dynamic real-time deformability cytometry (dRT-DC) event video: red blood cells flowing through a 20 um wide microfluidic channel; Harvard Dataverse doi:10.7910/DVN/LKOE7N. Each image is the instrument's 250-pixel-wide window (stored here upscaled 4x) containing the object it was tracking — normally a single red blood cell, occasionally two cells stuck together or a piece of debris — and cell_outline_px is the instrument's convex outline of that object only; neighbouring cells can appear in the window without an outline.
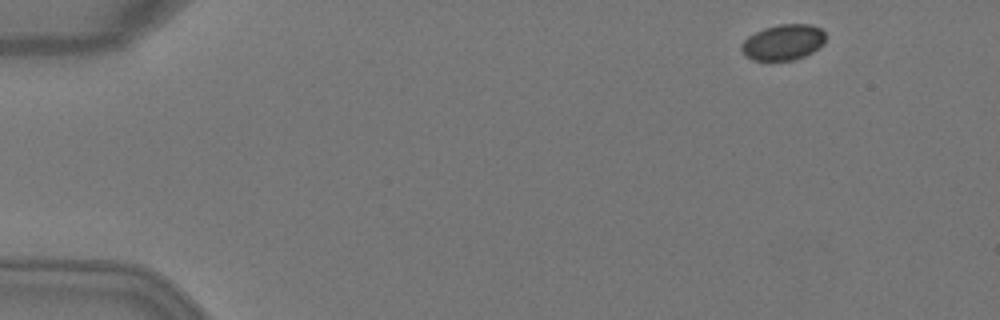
{"species": "Egyptian fruit bat (a non-hibernating species)", "species_latin": "Rousettus aegyptiacus", "temperature_condition": "warm", "stored_images_in_passage": 6, "camera_frame_rate_fps": 3000, "um_per_image_px": 0.085, "animal": {"sex": "female"}, "frame": {"image": 1, "passage_image": 1, "time_ms": 0.0, "image_size_px": [1000, 320], "cell_outline_px": [[824, 44], [812, 52], [804, 56], [792, 60], [768, 64], [752, 60], [744, 56], [740, 48], [740, 44], [748, 36], [764, 28], [780, 24], [812, 24], [820, 28], [824, 32]], "centroid_in_image_um": [66.51, 3.64], "position_along_channel_um": 18.5, "area_um2": 18.15}}
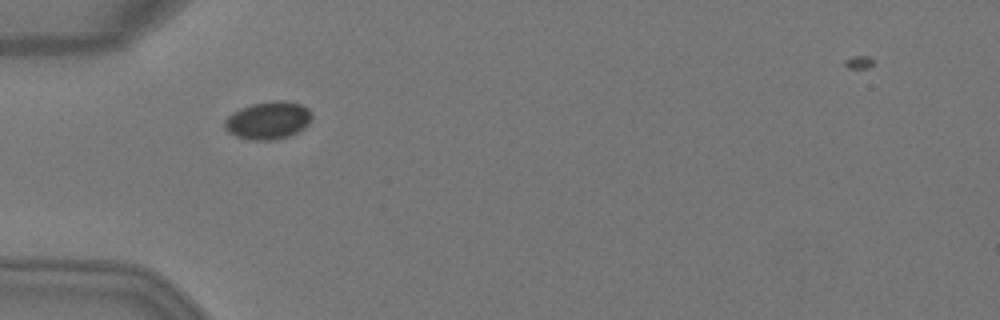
{"frame": {"image": 2, "passage_image": 4, "time_ms": 1.0, "image_size_px": [1000, 320], "cell_outline_px": [[312, 116], [308, 124], [304, 128], [288, 136], [276, 140], [252, 140], [236, 136], [228, 132], [224, 128], [224, 120], [232, 112], [240, 108], [252, 104], [272, 100], [284, 100], [300, 104], [308, 108], [312, 112]], "centroid_in_image_um": [22.78, 10.22], "position_along_channel_um": 62.2, "area_um2": 19.31}}